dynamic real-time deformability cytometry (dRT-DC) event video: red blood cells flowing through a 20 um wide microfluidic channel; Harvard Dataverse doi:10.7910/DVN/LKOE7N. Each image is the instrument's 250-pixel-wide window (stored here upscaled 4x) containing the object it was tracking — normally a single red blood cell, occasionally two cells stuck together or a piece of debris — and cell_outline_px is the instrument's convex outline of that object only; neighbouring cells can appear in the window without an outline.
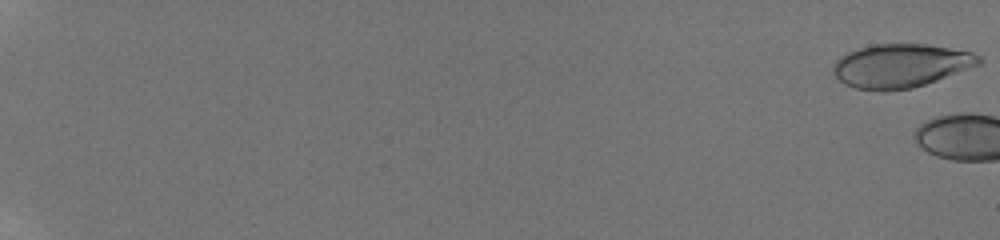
{"species": "human", "species_latin": "Homo sapiens", "temperature_condition": "room temperature", "stored_images_in_passage": 5, "camera_frame_rate_fps": 3000, "um_per_image_px": 0.085, "donor": {"sex": "male"}, "frame": {"image": 1, "passage_image": 1, "time_ms": 0.0, "image_size_px": [1000, 240], "cell_outline_px": [[984, 60], [980, 64], [936, 80], [912, 88], [884, 92], [856, 88], [844, 84], [832, 72], [832, 68], [836, 60], [840, 56], [856, 48], [872, 44], [928, 44], [972, 52], [980, 56]], "centroid_in_image_um": [76.53, 5.58], "position_along_channel_um": 8.5, "area_um2": 37.17}}